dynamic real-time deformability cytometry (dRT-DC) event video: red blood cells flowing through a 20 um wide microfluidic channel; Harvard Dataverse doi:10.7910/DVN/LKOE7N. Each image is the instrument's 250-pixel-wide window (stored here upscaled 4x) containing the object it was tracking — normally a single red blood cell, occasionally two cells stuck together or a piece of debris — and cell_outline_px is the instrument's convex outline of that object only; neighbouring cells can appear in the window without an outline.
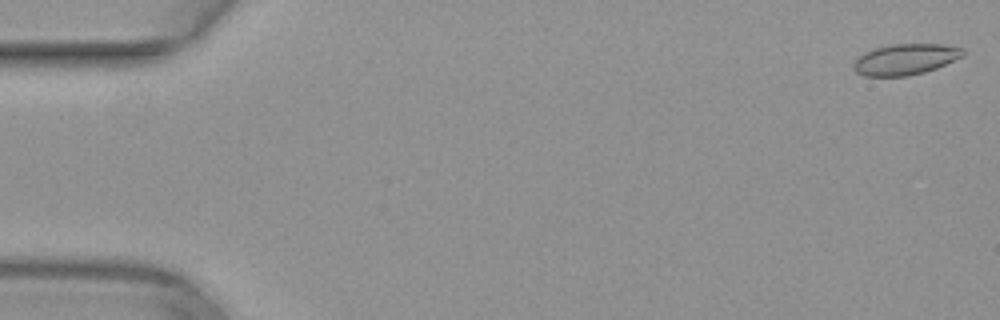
{"species": "common noctule bat (a hibernating species)", "species_latin": "Nyctalus noctula", "temperature_condition": "warm", "stored_images_in_passage": 50, "camera_frame_rate_fps": 3000, "um_per_image_px": 0.085, "animal": {"sex": "female", "body_mass_g": 29.2, "forearm_length_mm": 56.3}, "frame": {"image": 1, "passage_image": 1, "time_ms": 0.0, "image_size_px": [1000, 320], "cell_outline_px": [[964, 56], [936, 68], [924, 72], [908, 76], [864, 76], [856, 72], [852, 68], [852, 64], [864, 52], [876, 48], [892, 44], [940, 44], [964, 48]], "centroid_in_image_um": [76.95, 5.05], "position_along_channel_um": 8.0, "area_um2": 19.71}}
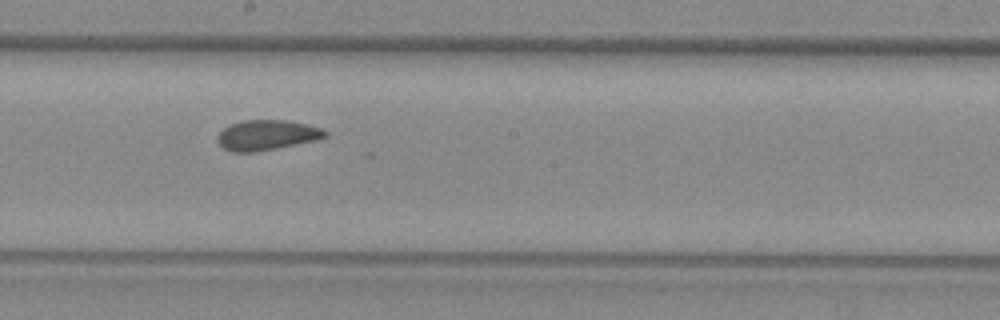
{"frame": {"image": 2, "passage_image": 28, "time_ms": 9.0, "image_size_px": [1000, 320], "cell_outline_px": [[328, 136], [320, 140], [252, 152], [232, 152], [224, 148], [216, 140], [216, 136], [224, 128], [240, 120], [288, 120], [324, 128], [328, 132]], "centroid_in_image_um": [22.73, 11.47], "position_along_channel_um": 225.5, "area_um2": 19.07}}
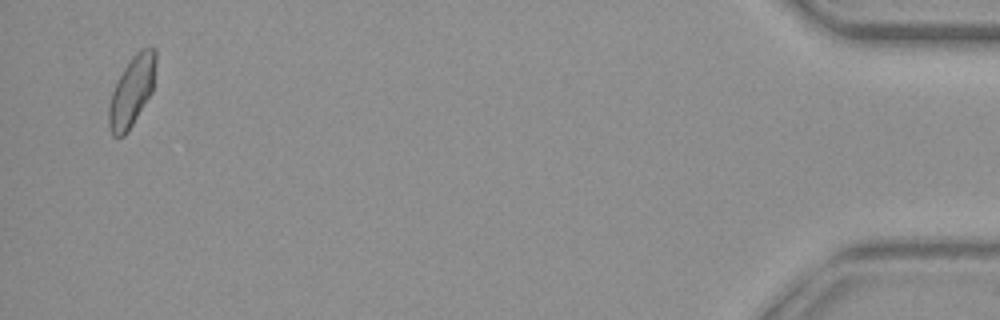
{"frame": {"image": 3, "passage_image": 49, "time_ms": 16.0, "image_size_px": [1000, 320], "cell_outline_px": [[156, 64], [152, 92], [132, 124], [124, 136], [112, 136], [108, 128], [108, 108], [112, 92], [124, 68], [132, 56], [140, 48], [156, 48]], "centroid_in_image_um": [11.2, 7.75], "position_along_channel_um": 424.0, "area_um2": 19.02}}